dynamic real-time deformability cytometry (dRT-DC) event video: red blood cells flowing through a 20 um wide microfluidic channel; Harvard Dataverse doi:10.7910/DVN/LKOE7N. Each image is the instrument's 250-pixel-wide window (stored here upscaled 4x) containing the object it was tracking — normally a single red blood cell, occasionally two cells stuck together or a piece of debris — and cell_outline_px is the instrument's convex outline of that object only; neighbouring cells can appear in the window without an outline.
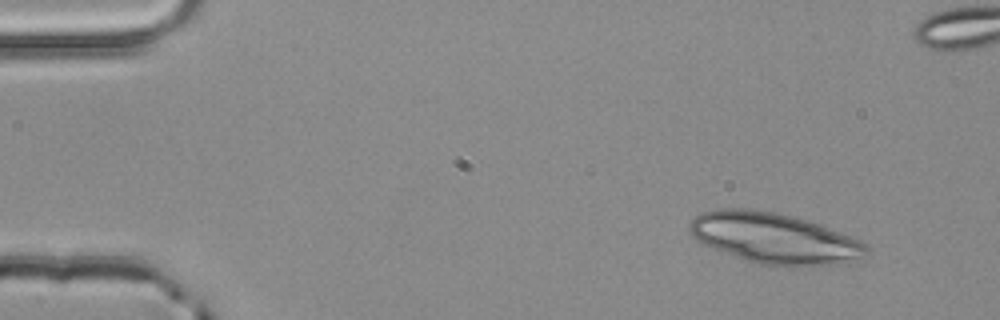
{"species": "common noctule bat (a hibernating species)", "species_latin": "Nyctalus noctula", "temperature_condition": "room temperature", "stored_images_in_passage": 4, "camera_frame_rate_fps": 3000, "um_per_image_px": 0.085, "animal": {"sex": "male", "body_mass_g": 20.4}, "frame": {"image": 1, "passage_image": 1, "time_ms": 0.0, "image_size_px": [1000, 320], "cell_outline_px": [[868, 256], [840, 264], [760, 264], [712, 248], [696, 240], [692, 236], [688, 228], [688, 224], [700, 212], [720, 208], [752, 208], [792, 216], [820, 224], [860, 240], [868, 244]], "centroid_in_image_um": [65.8, 20.21], "position_along_channel_um": 19.2, "area_um2": 51.62}}